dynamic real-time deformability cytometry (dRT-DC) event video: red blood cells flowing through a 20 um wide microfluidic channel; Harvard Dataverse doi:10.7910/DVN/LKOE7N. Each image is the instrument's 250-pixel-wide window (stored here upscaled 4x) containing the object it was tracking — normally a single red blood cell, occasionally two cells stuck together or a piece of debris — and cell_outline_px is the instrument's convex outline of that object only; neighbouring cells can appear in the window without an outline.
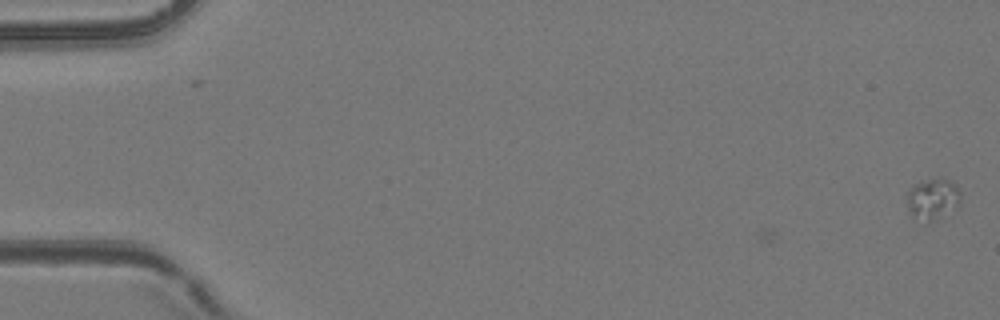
{"species": "common noctule bat (a hibernating species)", "species_latin": "Nyctalus noctula", "temperature_condition": "room temperature", "stored_images_in_passage": 4, "camera_frame_rate_fps": 3000, "um_per_image_px": 0.085, "animal": {"sex": "female", "body_mass_g": 24.6, "forearm_length_mm": 56.2}, "frame": {"image": 1, "passage_image": 4, "time_ms": 1.0, "image_size_px": [1000, 320], "cell_outline_px": [[960, 200], [956, 208], [932, 220], [912, 216], [908, 208], [908, 188], [912, 184], [928, 180], [952, 180], [960, 188]], "centroid_in_image_um": [79.3, 16.86], "position_along_channel_um": 5.7, "area_um2": 12.37}}